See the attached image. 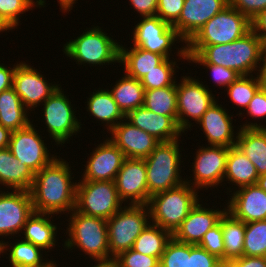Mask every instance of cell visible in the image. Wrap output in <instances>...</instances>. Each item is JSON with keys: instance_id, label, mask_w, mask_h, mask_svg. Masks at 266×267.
<instances>
[{"instance_id": "cell-1", "label": "cell", "mask_w": 266, "mask_h": 267, "mask_svg": "<svg viewBox=\"0 0 266 267\" xmlns=\"http://www.w3.org/2000/svg\"><path fill=\"white\" fill-rule=\"evenodd\" d=\"M70 170L64 159L56 157L34 174L30 190L34 212L58 215L75 209L77 182H71Z\"/></svg>"}, {"instance_id": "cell-2", "label": "cell", "mask_w": 266, "mask_h": 267, "mask_svg": "<svg viewBox=\"0 0 266 267\" xmlns=\"http://www.w3.org/2000/svg\"><path fill=\"white\" fill-rule=\"evenodd\" d=\"M263 47L261 39L251 30L238 40L226 44L207 45L198 54L186 56L187 61L193 63L222 65L240 75L249 76L252 72L260 71Z\"/></svg>"}, {"instance_id": "cell-3", "label": "cell", "mask_w": 266, "mask_h": 267, "mask_svg": "<svg viewBox=\"0 0 266 267\" xmlns=\"http://www.w3.org/2000/svg\"><path fill=\"white\" fill-rule=\"evenodd\" d=\"M251 30V20L228 4L207 21L184 47L178 49L177 56L187 60L186 54H198L207 45L230 43Z\"/></svg>"}, {"instance_id": "cell-4", "label": "cell", "mask_w": 266, "mask_h": 267, "mask_svg": "<svg viewBox=\"0 0 266 267\" xmlns=\"http://www.w3.org/2000/svg\"><path fill=\"white\" fill-rule=\"evenodd\" d=\"M67 232L69 238L64 242V248H79L89 258L96 262H108L114 258L110 255L108 246L107 220L86 216L76 211L70 212Z\"/></svg>"}, {"instance_id": "cell-5", "label": "cell", "mask_w": 266, "mask_h": 267, "mask_svg": "<svg viewBox=\"0 0 266 267\" xmlns=\"http://www.w3.org/2000/svg\"><path fill=\"white\" fill-rule=\"evenodd\" d=\"M198 189L185 180L169 190L152 195L148 202L152 224L173 234L198 203Z\"/></svg>"}, {"instance_id": "cell-6", "label": "cell", "mask_w": 266, "mask_h": 267, "mask_svg": "<svg viewBox=\"0 0 266 267\" xmlns=\"http://www.w3.org/2000/svg\"><path fill=\"white\" fill-rule=\"evenodd\" d=\"M179 139L160 142L150 155L144 158L148 186V202L152 195L174 188L183 182L179 171L181 154Z\"/></svg>"}, {"instance_id": "cell-7", "label": "cell", "mask_w": 266, "mask_h": 267, "mask_svg": "<svg viewBox=\"0 0 266 267\" xmlns=\"http://www.w3.org/2000/svg\"><path fill=\"white\" fill-rule=\"evenodd\" d=\"M100 27L89 28L74 40L64 44L63 52L76 63L90 65H108L119 63L120 44L112 39Z\"/></svg>"}, {"instance_id": "cell-8", "label": "cell", "mask_w": 266, "mask_h": 267, "mask_svg": "<svg viewBox=\"0 0 266 267\" xmlns=\"http://www.w3.org/2000/svg\"><path fill=\"white\" fill-rule=\"evenodd\" d=\"M148 205H131L122 207L107 219L108 246L114 258L120 252L133 247L136 238L151 223Z\"/></svg>"}, {"instance_id": "cell-9", "label": "cell", "mask_w": 266, "mask_h": 267, "mask_svg": "<svg viewBox=\"0 0 266 267\" xmlns=\"http://www.w3.org/2000/svg\"><path fill=\"white\" fill-rule=\"evenodd\" d=\"M114 181H81L76 187L75 210L86 216L111 218L122 208Z\"/></svg>"}, {"instance_id": "cell-10", "label": "cell", "mask_w": 266, "mask_h": 267, "mask_svg": "<svg viewBox=\"0 0 266 267\" xmlns=\"http://www.w3.org/2000/svg\"><path fill=\"white\" fill-rule=\"evenodd\" d=\"M179 84V85H178ZM177 89V124L182 133L191 128V118L196 123L217 100L208 86L190 76H183ZM210 90V91H209ZM188 119H187V118Z\"/></svg>"}, {"instance_id": "cell-11", "label": "cell", "mask_w": 266, "mask_h": 267, "mask_svg": "<svg viewBox=\"0 0 266 267\" xmlns=\"http://www.w3.org/2000/svg\"><path fill=\"white\" fill-rule=\"evenodd\" d=\"M63 92L59 87L43 102L44 108L42 109L44 111L42 116L50 138H53L56 145L61 144V146L82 128L71 102Z\"/></svg>"}, {"instance_id": "cell-12", "label": "cell", "mask_w": 266, "mask_h": 267, "mask_svg": "<svg viewBox=\"0 0 266 267\" xmlns=\"http://www.w3.org/2000/svg\"><path fill=\"white\" fill-rule=\"evenodd\" d=\"M142 18L135 25L133 31V46L169 58L170 51H172L171 46L179 40V42H184L176 29L168 22L163 21L159 16Z\"/></svg>"}, {"instance_id": "cell-13", "label": "cell", "mask_w": 266, "mask_h": 267, "mask_svg": "<svg viewBox=\"0 0 266 267\" xmlns=\"http://www.w3.org/2000/svg\"><path fill=\"white\" fill-rule=\"evenodd\" d=\"M34 125L12 131L8 149L23 165L34 174L49 165L57 156L51 155L42 136ZM52 156V157H51Z\"/></svg>"}, {"instance_id": "cell-14", "label": "cell", "mask_w": 266, "mask_h": 267, "mask_svg": "<svg viewBox=\"0 0 266 267\" xmlns=\"http://www.w3.org/2000/svg\"><path fill=\"white\" fill-rule=\"evenodd\" d=\"M229 148L224 146H202L194 157L193 175L194 181H186L191 187L201 190L209 187H217L224 180L226 162ZM192 181V182H191ZM208 187V188H207Z\"/></svg>"}, {"instance_id": "cell-15", "label": "cell", "mask_w": 266, "mask_h": 267, "mask_svg": "<svg viewBox=\"0 0 266 267\" xmlns=\"http://www.w3.org/2000/svg\"><path fill=\"white\" fill-rule=\"evenodd\" d=\"M37 70L25 62H17L14 72L13 89L28 110L43 104L59 88V84H50Z\"/></svg>"}, {"instance_id": "cell-16", "label": "cell", "mask_w": 266, "mask_h": 267, "mask_svg": "<svg viewBox=\"0 0 266 267\" xmlns=\"http://www.w3.org/2000/svg\"><path fill=\"white\" fill-rule=\"evenodd\" d=\"M118 196L130 205L148 204L146 163L144 159L125 158L114 180ZM128 199V200H127Z\"/></svg>"}, {"instance_id": "cell-17", "label": "cell", "mask_w": 266, "mask_h": 267, "mask_svg": "<svg viewBox=\"0 0 266 267\" xmlns=\"http://www.w3.org/2000/svg\"><path fill=\"white\" fill-rule=\"evenodd\" d=\"M33 212L30 191H0V236L7 238L22 232Z\"/></svg>"}, {"instance_id": "cell-18", "label": "cell", "mask_w": 266, "mask_h": 267, "mask_svg": "<svg viewBox=\"0 0 266 267\" xmlns=\"http://www.w3.org/2000/svg\"><path fill=\"white\" fill-rule=\"evenodd\" d=\"M228 5V0H185L178 20L172 25L184 43L213 16Z\"/></svg>"}, {"instance_id": "cell-19", "label": "cell", "mask_w": 266, "mask_h": 267, "mask_svg": "<svg viewBox=\"0 0 266 267\" xmlns=\"http://www.w3.org/2000/svg\"><path fill=\"white\" fill-rule=\"evenodd\" d=\"M124 159L123 152L107 138L90 153L80 181H114Z\"/></svg>"}, {"instance_id": "cell-20", "label": "cell", "mask_w": 266, "mask_h": 267, "mask_svg": "<svg viewBox=\"0 0 266 267\" xmlns=\"http://www.w3.org/2000/svg\"><path fill=\"white\" fill-rule=\"evenodd\" d=\"M110 132L112 136L108 139L123 152L125 158L144 159L160 143L151 134L134 126L126 118Z\"/></svg>"}, {"instance_id": "cell-21", "label": "cell", "mask_w": 266, "mask_h": 267, "mask_svg": "<svg viewBox=\"0 0 266 267\" xmlns=\"http://www.w3.org/2000/svg\"><path fill=\"white\" fill-rule=\"evenodd\" d=\"M231 194L226 211L234 218L244 223L266 220V192L257 183L238 188Z\"/></svg>"}, {"instance_id": "cell-22", "label": "cell", "mask_w": 266, "mask_h": 267, "mask_svg": "<svg viewBox=\"0 0 266 267\" xmlns=\"http://www.w3.org/2000/svg\"><path fill=\"white\" fill-rule=\"evenodd\" d=\"M199 202L172 234L175 240L198 245L204 234L219 222L220 217L226 211V208L223 210L205 208Z\"/></svg>"}, {"instance_id": "cell-23", "label": "cell", "mask_w": 266, "mask_h": 267, "mask_svg": "<svg viewBox=\"0 0 266 267\" xmlns=\"http://www.w3.org/2000/svg\"><path fill=\"white\" fill-rule=\"evenodd\" d=\"M219 105L217 101L212 104L203 114L197 124L203 129L207 137L208 145L233 147L236 146L237 134L234 137V127L232 125L233 115H228L226 109Z\"/></svg>"}, {"instance_id": "cell-24", "label": "cell", "mask_w": 266, "mask_h": 267, "mask_svg": "<svg viewBox=\"0 0 266 267\" xmlns=\"http://www.w3.org/2000/svg\"><path fill=\"white\" fill-rule=\"evenodd\" d=\"M126 119L159 142L174 141L182 135L178 124L170 116L156 114L144 106L130 111Z\"/></svg>"}, {"instance_id": "cell-25", "label": "cell", "mask_w": 266, "mask_h": 267, "mask_svg": "<svg viewBox=\"0 0 266 267\" xmlns=\"http://www.w3.org/2000/svg\"><path fill=\"white\" fill-rule=\"evenodd\" d=\"M243 124L238 130L236 147L253 163L257 174H266V126Z\"/></svg>"}, {"instance_id": "cell-26", "label": "cell", "mask_w": 266, "mask_h": 267, "mask_svg": "<svg viewBox=\"0 0 266 267\" xmlns=\"http://www.w3.org/2000/svg\"><path fill=\"white\" fill-rule=\"evenodd\" d=\"M34 173L19 162L8 148L0 150V184L11 190L30 191Z\"/></svg>"}, {"instance_id": "cell-27", "label": "cell", "mask_w": 266, "mask_h": 267, "mask_svg": "<svg viewBox=\"0 0 266 267\" xmlns=\"http://www.w3.org/2000/svg\"><path fill=\"white\" fill-rule=\"evenodd\" d=\"M51 215L54 214L33 212L23 227L22 231L24 232H21L24 233L22 240L30 242L42 250H48L47 252L52 249L51 247H55L57 225L52 224Z\"/></svg>"}, {"instance_id": "cell-28", "label": "cell", "mask_w": 266, "mask_h": 267, "mask_svg": "<svg viewBox=\"0 0 266 267\" xmlns=\"http://www.w3.org/2000/svg\"><path fill=\"white\" fill-rule=\"evenodd\" d=\"M166 58L163 55L133 46L130 50L120 45L119 63L123 64L125 74L140 80L145 74L155 69Z\"/></svg>"}, {"instance_id": "cell-29", "label": "cell", "mask_w": 266, "mask_h": 267, "mask_svg": "<svg viewBox=\"0 0 266 267\" xmlns=\"http://www.w3.org/2000/svg\"><path fill=\"white\" fill-rule=\"evenodd\" d=\"M92 93L87 102V111L90 112V115L97 118V120L106 123L105 126L110 132L126 118V115L119 108L108 88L103 90L98 89Z\"/></svg>"}, {"instance_id": "cell-30", "label": "cell", "mask_w": 266, "mask_h": 267, "mask_svg": "<svg viewBox=\"0 0 266 267\" xmlns=\"http://www.w3.org/2000/svg\"><path fill=\"white\" fill-rule=\"evenodd\" d=\"M26 110L13 87L0 93V125L3 127L11 131L27 127L31 121Z\"/></svg>"}, {"instance_id": "cell-31", "label": "cell", "mask_w": 266, "mask_h": 267, "mask_svg": "<svg viewBox=\"0 0 266 267\" xmlns=\"http://www.w3.org/2000/svg\"><path fill=\"white\" fill-rule=\"evenodd\" d=\"M258 177L253 163L236 146L229 147L224 180L241 188L256 184Z\"/></svg>"}, {"instance_id": "cell-32", "label": "cell", "mask_w": 266, "mask_h": 267, "mask_svg": "<svg viewBox=\"0 0 266 267\" xmlns=\"http://www.w3.org/2000/svg\"><path fill=\"white\" fill-rule=\"evenodd\" d=\"M219 222L224 241V263L243 256L245 223L225 211Z\"/></svg>"}, {"instance_id": "cell-33", "label": "cell", "mask_w": 266, "mask_h": 267, "mask_svg": "<svg viewBox=\"0 0 266 267\" xmlns=\"http://www.w3.org/2000/svg\"><path fill=\"white\" fill-rule=\"evenodd\" d=\"M115 102L127 115L130 111L135 110L138 107H142L144 104V87L140 80L129 77L126 74L117 81V84L113 86L112 90H109Z\"/></svg>"}, {"instance_id": "cell-34", "label": "cell", "mask_w": 266, "mask_h": 267, "mask_svg": "<svg viewBox=\"0 0 266 267\" xmlns=\"http://www.w3.org/2000/svg\"><path fill=\"white\" fill-rule=\"evenodd\" d=\"M14 244L9 246L11 244L5 242V250L10 252L8 259L11 267H57L56 262L51 260L45 262L42 257L43 250L34 244L24 240H18Z\"/></svg>"}, {"instance_id": "cell-35", "label": "cell", "mask_w": 266, "mask_h": 267, "mask_svg": "<svg viewBox=\"0 0 266 267\" xmlns=\"http://www.w3.org/2000/svg\"><path fill=\"white\" fill-rule=\"evenodd\" d=\"M143 106L156 114L170 116L177 123L176 83L164 88L145 90Z\"/></svg>"}, {"instance_id": "cell-36", "label": "cell", "mask_w": 266, "mask_h": 267, "mask_svg": "<svg viewBox=\"0 0 266 267\" xmlns=\"http://www.w3.org/2000/svg\"><path fill=\"white\" fill-rule=\"evenodd\" d=\"M171 238L172 234L169 231L150 223L136 238L132 249L161 259L166 244Z\"/></svg>"}, {"instance_id": "cell-37", "label": "cell", "mask_w": 266, "mask_h": 267, "mask_svg": "<svg viewBox=\"0 0 266 267\" xmlns=\"http://www.w3.org/2000/svg\"><path fill=\"white\" fill-rule=\"evenodd\" d=\"M253 75H240L230 86L226 88L228 97L240 108L246 110L256 91L263 85L258 72Z\"/></svg>"}, {"instance_id": "cell-38", "label": "cell", "mask_w": 266, "mask_h": 267, "mask_svg": "<svg viewBox=\"0 0 266 267\" xmlns=\"http://www.w3.org/2000/svg\"><path fill=\"white\" fill-rule=\"evenodd\" d=\"M243 255L266 257V220L245 223Z\"/></svg>"}, {"instance_id": "cell-39", "label": "cell", "mask_w": 266, "mask_h": 267, "mask_svg": "<svg viewBox=\"0 0 266 267\" xmlns=\"http://www.w3.org/2000/svg\"><path fill=\"white\" fill-rule=\"evenodd\" d=\"M176 63V61L166 58L155 69L145 74L140 79L144 90L159 89L174 85L176 83V77H174L176 74Z\"/></svg>"}, {"instance_id": "cell-40", "label": "cell", "mask_w": 266, "mask_h": 267, "mask_svg": "<svg viewBox=\"0 0 266 267\" xmlns=\"http://www.w3.org/2000/svg\"><path fill=\"white\" fill-rule=\"evenodd\" d=\"M44 0H0V18L12 30L19 25L20 14L34 7H44ZM19 20V21H18Z\"/></svg>"}, {"instance_id": "cell-41", "label": "cell", "mask_w": 266, "mask_h": 267, "mask_svg": "<svg viewBox=\"0 0 266 267\" xmlns=\"http://www.w3.org/2000/svg\"><path fill=\"white\" fill-rule=\"evenodd\" d=\"M190 244L179 242L173 237L167 242L160 259V267H188Z\"/></svg>"}, {"instance_id": "cell-42", "label": "cell", "mask_w": 266, "mask_h": 267, "mask_svg": "<svg viewBox=\"0 0 266 267\" xmlns=\"http://www.w3.org/2000/svg\"><path fill=\"white\" fill-rule=\"evenodd\" d=\"M117 267H160V259L136 252L132 248L120 252L113 259Z\"/></svg>"}, {"instance_id": "cell-43", "label": "cell", "mask_w": 266, "mask_h": 267, "mask_svg": "<svg viewBox=\"0 0 266 267\" xmlns=\"http://www.w3.org/2000/svg\"><path fill=\"white\" fill-rule=\"evenodd\" d=\"M198 246L217 256L224 263V241L220 222L204 234Z\"/></svg>"}, {"instance_id": "cell-44", "label": "cell", "mask_w": 266, "mask_h": 267, "mask_svg": "<svg viewBox=\"0 0 266 267\" xmlns=\"http://www.w3.org/2000/svg\"><path fill=\"white\" fill-rule=\"evenodd\" d=\"M221 259L210 254L198 245L190 244V258L188 267H220Z\"/></svg>"}, {"instance_id": "cell-45", "label": "cell", "mask_w": 266, "mask_h": 267, "mask_svg": "<svg viewBox=\"0 0 266 267\" xmlns=\"http://www.w3.org/2000/svg\"><path fill=\"white\" fill-rule=\"evenodd\" d=\"M184 2L185 0H158L156 15L173 25L181 14Z\"/></svg>"}, {"instance_id": "cell-46", "label": "cell", "mask_w": 266, "mask_h": 267, "mask_svg": "<svg viewBox=\"0 0 266 267\" xmlns=\"http://www.w3.org/2000/svg\"><path fill=\"white\" fill-rule=\"evenodd\" d=\"M210 70L213 82L224 88L230 86L239 76L235 70L210 63H198Z\"/></svg>"}, {"instance_id": "cell-47", "label": "cell", "mask_w": 266, "mask_h": 267, "mask_svg": "<svg viewBox=\"0 0 266 267\" xmlns=\"http://www.w3.org/2000/svg\"><path fill=\"white\" fill-rule=\"evenodd\" d=\"M228 4L250 20L266 9V0H228Z\"/></svg>"}, {"instance_id": "cell-48", "label": "cell", "mask_w": 266, "mask_h": 267, "mask_svg": "<svg viewBox=\"0 0 266 267\" xmlns=\"http://www.w3.org/2000/svg\"><path fill=\"white\" fill-rule=\"evenodd\" d=\"M246 114L252 118H265L266 116V86H261L253 96L246 108Z\"/></svg>"}, {"instance_id": "cell-49", "label": "cell", "mask_w": 266, "mask_h": 267, "mask_svg": "<svg viewBox=\"0 0 266 267\" xmlns=\"http://www.w3.org/2000/svg\"><path fill=\"white\" fill-rule=\"evenodd\" d=\"M141 17L156 16L158 0H129Z\"/></svg>"}, {"instance_id": "cell-50", "label": "cell", "mask_w": 266, "mask_h": 267, "mask_svg": "<svg viewBox=\"0 0 266 267\" xmlns=\"http://www.w3.org/2000/svg\"><path fill=\"white\" fill-rule=\"evenodd\" d=\"M230 267H266V257L241 256L231 260Z\"/></svg>"}, {"instance_id": "cell-51", "label": "cell", "mask_w": 266, "mask_h": 267, "mask_svg": "<svg viewBox=\"0 0 266 267\" xmlns=\"http://www.w3.org/2000/svg\"><path fill=\"white\" fill-rule=\"evenodd\" d=\"M252 31L261 39L263 45H266V9L261 11L251 20Z\"/></svg>"}, {"instance_id": "cell-52", "label": "cell", "mask_w": 266, "mask_h": 267, "mask_svg": "<svg viewBox=\"0 0 266 267\" xmlns=\"http://www.w3.org/2000/svg\"><path fill=\"white\" fill-rule=\"evenodd\" d=\"M16 66L8 68L6 65L0 63V93L13 87V77Z\"/></svg>"}, {"instance_id": "cell-53", "label": "cell", "mask_w": 266, "mask_h": 267, "mask_svg": "<svg viewBox=\"0 0 266 267\" xmlns=\"http://www.w3.org/2000/svg\"><path fill=\"white\" fill-rule=\"evenodd\" d=\"M12 131L0 125V150L8 148Z\"/></svg>"}, {"instance_id": "cell-54", "label": "cell", "mask_w": 266, "mask_h": 267, "mask_svg": "<svg viewBox=\"0 0 266 267\" xmlns=\"http://www.w3.org/2000/svg\"><path fill=\"white\" fill-rule=\"evenodd\" d=\"M261 62L263 63H261V68L258 74L263 86H266V45L263 47Z\"/></svg>"}, {"instance_id": "cell-55", "label": "cell", "mask_w": 266, "mask_h": 267, "mask_svg": "<svg viewBox=\"0 0 266 267\" xmlns=\"http://www.w3.org/2000/svg\"><path fill=\"white\" fill-rule=\"evenodd\" d=\"M75 1L77 0H59V4H60V7L59 8L60 10H62V12H69L70 10H72V7H73V4L76 3Z\"/></svg>"}, {"instance_id": "cell-56", "label": "cell", "mask_w": 266, "mask_h": 267, "mask_svg": "<svg viewBox=\"0 0 266 267\" xmlns=\"http://www.w3.org/2000/svg\"><path fill=\"white\" fill-rule=\"evenodd\" d=\"M257 185L266 192V174L258 177Z\"/></svg>"}, {"instance_id": "cell-57", "label": "cell", "mask_w": 266, "mask_h": 267, "mask_svg": "<svg viewBox=\"0 0 266 267\" xmlns=\"http://www.w3.org/2000/svg\"><path fill=\"white\" fill-rule=\"evenodd\" d=\"M97 265H93L91 267H117L114 261H108V262H96Z\"/></svg>"}, {"instance_id": "cell-58", "label": "cell", "mask_w": 266, "mask_h": 267, "mask_svg": "<svg viewBox=\"0 0 266 267\" xmlns=\"http://www.w3.org/2000/svg\"><path fill=\"white\" fill-rule=\"evenodd\" d=\"M7 30L9 31L10 28L0 18V32L7 31Z\"/></svg>"}, {"instance_id": "cell-59", "label": "cell", "mask_w": 266, "mask_h": 267, "mask_svg": "<svg viewBox=\"0 0 266 267\" xmlns=\"http://www.w3.org/2000/svg\"><path fill=\"white\" fill-rule=\"evenodd\" d=\"M6 252L5 251V242L4 241H0V254Z\"/></svg>"}, {"instance_id": "cell-60", "label": "cell", "mask_w": 266, "mask_h": 267, "mask_svg": "<svg viewBox=\"0 0 266 267\" xmlns=\"http://www.w3.org/2000/svg\"><path fill=\"white\" fill-rule=\"evenodd\" d=\"M220 267H226V263H223Z\"/></svg>"}]
</instances>
